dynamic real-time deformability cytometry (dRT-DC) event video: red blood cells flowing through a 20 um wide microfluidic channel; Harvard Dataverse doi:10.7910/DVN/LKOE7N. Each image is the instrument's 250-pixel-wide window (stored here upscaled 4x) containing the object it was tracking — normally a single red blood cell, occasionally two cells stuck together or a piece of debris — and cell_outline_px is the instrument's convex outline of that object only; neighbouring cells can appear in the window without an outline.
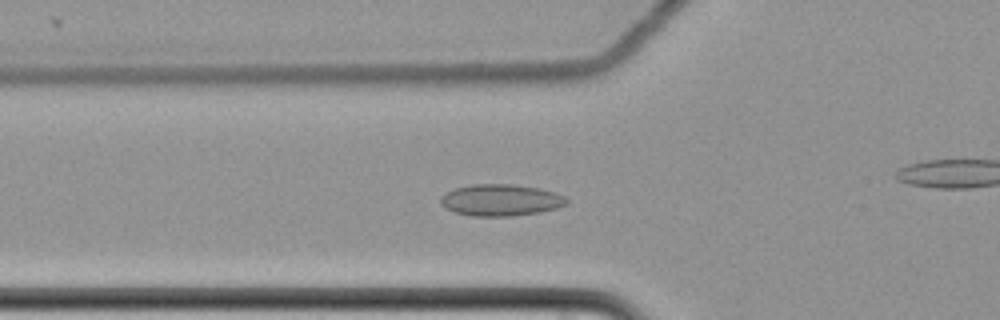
{"species": "common noctule bat (a hibernating species)", "species_latin": "Nyctalus noctula", "temperature_condition": "cold", "stored_images_in_passage": 54, "camera_frame_rate_fps": 3000, "um_per_image_px": 0.085, "animal": {"sex": "female", "body_mass_g": 22.7, "forearm_length_mm": 54.2}, "frame": {"image": 1, "passage_image": 24, "time_ms": 7.667, "image_size_px": [1000, 320], "cell_outline_px": [[568, 204], [556, 208], [540, 212], [512, 216], [472, 216], [456, 212], [444, 208], [440, 204], [440, 196], [456, 188], [472, 184], [512, 184], [540, 188], [556, 192], [564, 196], [568, 200]], "centroid_in_image_um": [42.57, 17.01], "position_along_channel_um": 83.2, "area_um2": 23.35}}
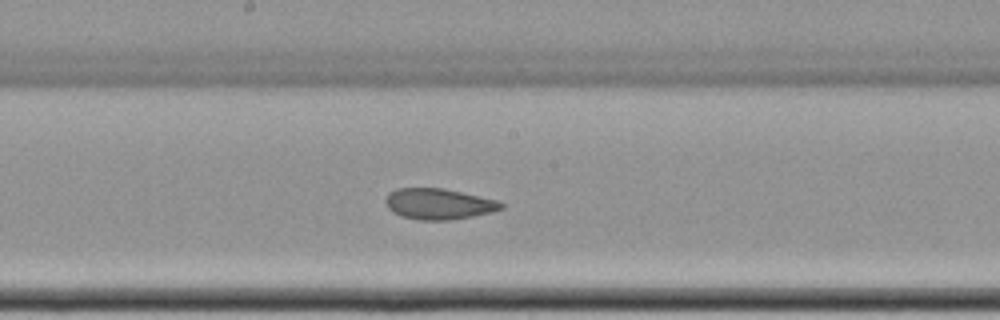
{"frame": {"image": 2, "passage_image": 35, "time_ms": 11.333, "image_size_px": [1000, 320], "cell_outline_px": [[504, 208], [492, 212], [472, 216], [448, 220], [420, 220], [404, 216], [392, 212], [388, 208], [384, 200], [388, 192], [396, 188], [444, 188], [496, 200], [504, 204]], "centroid_in_image_um": [37.26, 17.32], "position_along_channel_um": 210.9, "area_um2": 20.75}}
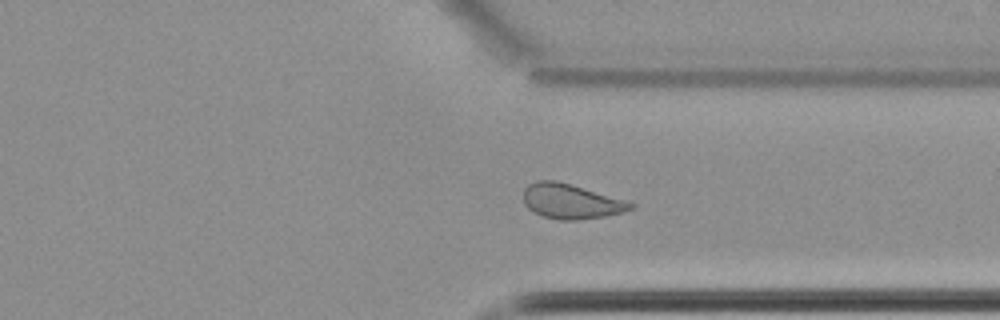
{"frame": {"image": 3, "passage_image": 48, "time_ms": 15.667, "image_size_px": [1000, 320], "cell_outline_px": [[636, 208], [624, 212], [604, 216], [576, 220], [560, 220], [544, 216], [532, 212], [524, 204], [524, 188], [528, 184], [536, 180], [556, 180], [572, 184], [624, 200], [636, 204]], "centroid_in_image_um": [48.53, 17.11], "position_along_channel_um": 362.9, "area_um2": 21.85}, "authors_computed_cell_mechanics": {"area_um2": 22.0507, "velocity_mm_per_s": 3.491, "shape_relaxation_time_tau1_ms": null, "shape_relaxation_time_tau2_ms": 4.6928, "deformation_change_tau1": null, "deformation_change_tau2": 0.0832}}